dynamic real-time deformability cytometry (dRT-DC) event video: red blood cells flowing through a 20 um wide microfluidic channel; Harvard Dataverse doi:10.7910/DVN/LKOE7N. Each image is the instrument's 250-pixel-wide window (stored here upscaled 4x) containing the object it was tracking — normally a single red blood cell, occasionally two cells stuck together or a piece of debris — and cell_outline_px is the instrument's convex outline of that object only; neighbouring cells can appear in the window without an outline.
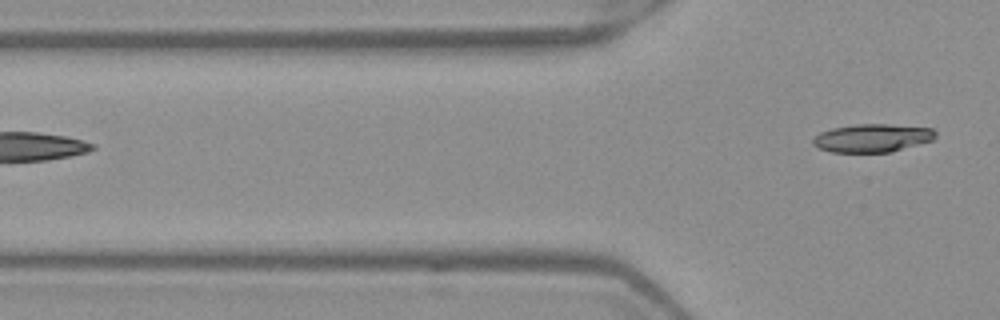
{"species": "Egyptian fruit bat (a non-hibernating species)", "species_latin": "Rousettus aegyptiacus", "temperature_condition": "warm", "stored_images_in_passage": 6, "camera_frame_rate_fps": 3000, "um_per_image_px": 0.085, "frame": {"image": 1, "passage_image": 6, "time_ms": 1.667, "image_size_px": [1000, 320], "cell_outline_px": [[936, 136], [932, 140], [892, 152], [832, 152], [820, 148], [812, 144], [812, 140], [820, 132], [832, 128], [856, 124], [888, 124], [932, 128], [936, 132]], "centroid_in_image_um": [74.15, 11.73], "position_along_channel_um": 51.7, "area_um2": 20.06}}